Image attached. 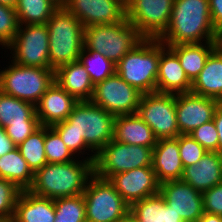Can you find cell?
<instances>
[{"instance_id": "1", "label": "cell", "mask_w": 222, "mask_h": 222, "mask_svg": "<svg viewBox=\"0 0 222 222\" xmlns=\"http://www.w3.org/2000/svg\"><path fill=\"white\" fill-rule=\"evenodd\" d=\"M217 38L209 0H174L169 25L158 39L165 45H177L217 42Z\"/></svg>"}, {"instance_id": "2", "label": "cell", "mask_w": 222, "mask_h": 222, "mask_svg": "<svg viewBox=\"0 0 222 222\" xmlns=\"http://www.w3.org/2000/svg\"><path fill=\"white\" fill-rule=\"evenodd\" d=\"M94 175V163L86 156L71 162L47 163L33 174L28 191L50 199L83 194L88 180Z\"/></svg>"}, {"instance_id": "3", "label": "cell", "mask_w": 222, "mask_h": 222, "mask_svg": "<svg viewBox=\"0 0 222 222\" xmlns=\"http://www.w3.org/2000/svg\"><path fill=\"white\" fill-rule=\"evenodd\" d=\"M49 33L50 69L79 60L84 48V26L63 6L46 23Z\"/></svg>"}, {"instance_id": "4", "label": "cell", "mask_w": 222, "mask_h": 222, "mask_svg": "<svg viewBox=\"0 0 222 222\" xmlns=\"http://www.w3.org/2000/svg\"><path fill=\"white\" fill-rule=\"evenodd\" d=\"M160 40L144 38L117 64L116 73L142 94L156 92Z\"/></svg>"}, {"instance_id": "5", "label": "cell", "mask_w": 222, "mask_h": 222, "mask_svg": "<svg viewBox=\"0 0 222 222\" xmlns=\"http://www.w3.org/2000/svg\"><path fill=\"white\" fill-rule=\"evenodd\" d=\"M143 39L127 19L84 27V48L100 52L115 65Z\"/></svg>"}, {"instance_id": "6", "label": "cell", "mask_w": 222, "mask_h": 222, "mask_svg": "<svg viewBox=\"0 0 222 222\" xmlns=\"http://www.w3.org/2000/svg\"><path fill=\"white\" fill-rule=\"evenodd\" d=\"M65 121L69 130L81 134L94 154L113 139L115 116L92 101H78Z\"/></svg>"}, {"instance_id": "7", "label": "cell", "mask_w": 222, "mask_h": 222, "mask_svg": "<svg viewBox=\"0 0 222 222\" xmlns=\"http://www.w3.org/2000/svg\"><path fill=\"white\" fill-rule=\"evenodd\" d=\"M11 63L0 69V91L36 105L54 82V70Z\"/></svg>"}, {"instance_id": "8", "label": "cell", "mask_w": 222, "mask_h": 222, "mask_svg": "<svg viewBox=\"0 0 222 222\" xmlns=\"http://www.w3.org/2000/svg\"><path fill=\"white\" fill-rule=\"evenodd\" d=\"M153 148L111 140L97 154L94 174L108 180L112 175L152 166Z\"/></svg>"}, {"instance_id": "9", "label": "cell", "mask_w": 222, "mask_h": 222, "mask_svg": "<svg viewBox=\"0 0 222 222\" xmlns=\"http://www.w3.org/2000/svg\"><path fill=\"white\" fill-rule=\"evenodd\" d=\"M83 195L87 222H118L130 211L129 204L109 180L95 174L88 180Z\"/></svg>"}, {"instance_id": "10", "label": "cell", "mask_w": 222, "mask_h": 222, "mask_svg": "<svg viewBox=\"0 0 222 222\" xmlns=\"http://www.w3.org/2000/svg\"><path fill=\"white\" fill-rule=\"evenodd\" d=\"M48 42L46 24L19 25L16 37L5 49L11 51L10 59L16 64L50 68Z\"/></svg>"}, {"instance_id": "11", "label": "cell", "mask_w": 222, "mask_h": 222, "mask_svg": "<svg viewBox=\"0 0 222 222\" xmlns=\"http://www.w3.org/2000/svg\"><path fill=\"white\" fill-rule=\"evenodd\" d=\"M137 114L150 126L157 139L176 138L180 134L177 125L176 94H142Z\"/></svg>"}, {"instance_id": "12", "label": "cell", "mask_w": 222, "mask_h": 222, "mask_svg": "<svg viewBox=\"0 0 222 222\" xmlns=\"http://www.w3.org/2000/svg\"><path fill=\"white\" fill-rule=\"evenodd\" d=\"M174 0H128L126 19L147 39H158L167 29Z\"/></svg>"}, {"instance_id": "13", "label": "cell", "mask_w": 222, "mask_h": 222, "mask_svg": "<svg viewBox=\"0 0 222 222\" xmlns=\"http://www.w3.org/2000/svg\"><path fill=\"white\" fill-rule=\"evenodd\" d=\"M142 93L117 73L97 83L91 101L114 116L137 113Z\"/></svg>"}, {"instance_id": "14", "label": "cell", "mask_w": 222, "mask_h": 222, "mask_svg": "<svg viewBox=\"0 0 222 222\" xmlns=\"http://www.w3.org/2000/svg\"><path fill=\"white\" fill-rule=\"evenodd\" d=\"M63 7L84 27L115 24L126 19L124 0H66Z\"/></svg>"}, {"instance_id": "15", "label": "cell", "mask_w": 222, "mask_h": 222, "mask_svg": "<svg viewBox=\"0 0 222 222\" xmlns=\"http://www.w3.org/2000/svg\"><path fill=\"white\" fill-rule=\"evenodd\" d=\"M108 180L129 206L158 194L160 189V183L152 166L138 167L114 174Z\"/></svg>"}, {"instance_id": "16", "label": "cell", "mask_w": 222, "mask_h": 222, "mask_svg": "<svg viewBox=\"0 0 222 222\" xmlns=\"http://www.w3.org/2000/svg\"><path fill=\"white\" fill-rule=\"evenodd\" d=\"M159 194L184 222H197L204 213L202 193L181 179L161 183Z\"/></svg>"}, {"instance_id": "17", "label": "cell", "mask_w": 222, "mask_h": 222, "mask_svg": "<svg viewBox=\"0 0 222 222\" xmlns=\"http://www.w3.org/2000/svg\"><path fill=\"white\" fill-rule=\"evenodd\" d=\"M219 101L192 92L176 94L177 125L180 134H190L194 129L213 120Z\"/></svg>"}, {"instance_id": "18", "label": "cell", "mask_w": 222, "mask_h": 222, "mask_svg": "<svg viewBox=\"0 0 222 222\" xmlns=\"http://www.w3.org/2000/svg\"><path fill=\"white\" fill-rule=\"evenodd\" d=\"M192 82L186 76L177 55L160 41V60L156 92L180 94L191 92Z\"/></svg>"}, {"instance_id": "19", "label": "cell", "mask_w": 222, "mask_h": 222, "mask_svg": "<svg viewBox=\"0 0 222 222\" xmlns=\"http://www.w3.org/2000/svg\"><path fill=\"white\" fill-rule=\"evenodd\" d=\"M78 101L55 81L35 105L41 126H49L65 121Z\"/></svg>"}, {"instance_id": "20", "label": "cell", "mask_w": 222, "mask_h": 222, "mask_svg": "<svg viewBox=\"0 0 222 222\" xmlns=\"http://www.w3.org/2000/svg\"><path fill=\"white\" fill-rule=\"evenodd\" d=\"M152 168L160 184L181 179L184 167L179 152V135L157 140L153 148Z\"/></svg>"}, {"instance_id": "21", "label": "cell", "mask_w": 222, "mask_h": 222, "mask_svg": "<svg viewBox=\"0 0 222 222\" xmlns=\"http://www.w3.org/2000/svg\"><path fill=\"white\" fill-rule=\"evenodd\" d=\"M181 180L203 193L222 182V154L207 151L195 164L184 167Z\"/></svg>"}, {"instance_id": "22", "label": "cell", "mask_w": 222, "mask_h": 222, "mask_svg": "<svg viewBox=\"0 0 222 222\" xmlns=\"http://www.w3.org/2000/svg\"><path fill=\"white\" fill-rule=\"evenodd\" d=\"M54 81L77 101H91L93 97L94 84L79 60L57 68Z\"/></svg>"}, {"instance_id": "23", "label": "cell", "mask_w": 222, "mask_h": 222, "mask_svg": "<svg viewBox=\"0 0 222 222\" xmlns=\"http://www.w3.org/2000/svg\"><path fill=\"white\" fill-rule=\"evenodd\" d=\"M113 140L154 148L158 139L150 126L135 113L115 116Z\"/></svg>"}, {"instance_id": "24", "label": "cell", "mask_w": 222, "mask_h": 222, "mask_svg": "<svg viewBox=\"0 0 222 222\" xmlns=\"http://www.w3.org/2000/svg\"><path fill=\"white\" fill-rule=\"evenodd\" d=\"M55 205L53 199L40 197L21 190L11 222H54Z\"/></svg>"}, {"instance_id": "25", "label": "cell", "mask_w": 222, "mask_h": 222, "mask_svg": "<svg viewBox=\"0 0 222 222\" xmlns=\"http://www.w3.org/2000/svg\"><path fill=\"white\" fill-rule=\"evenodd\" d=\"M191 92L222 102V50L217 46L192 82Z\"/></svg>"}, {"instance_id": "26", "label": "cell", "mask_w": 222, "mask_h": 222, "mask_svg": "<svg viewBox=\"0 0 222 222\" xmlns=\"http://www.w3.org/2000/svg\"><path fill=\"white\" fill-rule=\"evenodd\" d=\"M179 58L186 76L191 82L199 75L217 42L166 45Z\"/></svg>"}, {"instance_id": "27", "label": "cell", "mask_w": 222, "mask_h": 222, "mask_svg": "<svg viewBox=\"0 0 222 222\" xmlns=\"http://www.w3.org/2000/svg\"><path fill=\"white\" fill-rule=\"evenodd\" d=\"M130 212L137 218L138 222H184L165 203L164 198L159 193L134 202L130 206Z\"/></svg>"}, {"instance_id": "28", "label": "cell", "mask_w": 222, "mask_h": 222, "mask_svg": "<svg viewBox=\"0 0 222 222\" xmlns=\"http://www.w3.org/2000/svg\"><path fill=\"white\" fill-rule=\"evenodd\" d=\"M33 174L17 147L0 157V178L13 182L19 189H29Z\"/></svg>"}, {"instance_id": "29", "label": "cell", "mask_w": 222, "mask_h": 222, "mask_svg": "<svg viewBox=\"0 0 222 222\" xmlns=\"http://www.w3.org/2000/svg\"><path fill=\"white\" fill-rule=\"evenodd\" d=\"M58 8L54 0H17L15 11L19 25L46 24Z\"/></svg>"}, {"instance_id": "30", "label": "cell", "mask_w": 222, "mask_h": 222, "mask_svg": "<svg viewBox=\"0 0 222 222\" xmlns=\"http://www.w3.org/2000/svg\"><path fill=\"white\" fill-rule=\"evenodd\" d=\"M38 120L35 105L0 91V126L11 120Z\"/></svg>"}, {"instance_id": "31", "label": "cell", "mask_w": 222, "mask_h": 222, "mask_svg": "<svg viewBox=\"0 0 222 222\" xmlns=\"http://www.w3.org/2000/svg\"><path fill=\"white\" fill-rule=\"evenodd\" d=\"M44 141L45 126H40L22 143L16 146L33 173L48 163L45 156Z\"/></svg>"}, {"instance_id": "32", "label": "cell", "mask_w": 222, "mask_h": 222, "mask_svg": "<svg viewBox=\"0 0 222 222\" xmlns=\"http://www.w3.org/2000/svg\"><path fill=\"white\" fill-rule=\"evenodd\" d=\"M79 61L84 65L94 86L116 73V65L100 52L82 49Z\"/></svg>"}, {"instance_id": "33", "label": "cell", "mask_w": 222, "mask_h": 222, "mask_svg": "<svg viewBox=\"0 0 222 222\" xmlns=\"http://www.w3.org/2000/svg\"><path fill=\"white\" fill-rule=\"evenodd\" d=\"M55 205L54 222H87L83 194L53 200Z\"/></svg>"}, {"instance_id": "34", "label": "cell", "mask_w": 222, "mask_h": 222, "mask_svg": "<svg viewBox=\"0 0 222 222\" xmlns=\"http://www.w3.org/2000/svg\"><path fill=\"white\" fill-rule=\"evenodd\" d=\"M45 156L48 163H65L77 157L67 148L60 135L49 126H45Z\"/></svg>"}, {"instance_id": "35", "label": "cell", "mask_w": 222, "mask_h": 222, "mask_svg": "<svg viewBox=\"0 0 222 222\" xmlns=\"http://www.w3.org/2000/svg\"><path fill=\"white\" fill-rule=\"evenodd\" d=\"M51 127L60 135L63 142L74 156L78 153L76 157L84 159L85 156L83 155L86 154L85 152L88 150V153L92 152L89 155V160L93 163L95 162L96 154H93V151H90L91 149L86 145L85 140L79 132L76 130H69V124L66 121L56 123Z\"/></svg>"}, {"instance_id": "36", "label": "cell", "mask_w": 222, "mask_h": 222, "mask_svg": "<svg viewBox=\"0 0 222 222\" xmlns=\"http://www.w3.org/2000/svg\"><path fill=\"white\" fill-rule=\"evenodd\" d=\"M20 193L13 182L0 178V222H11Z\"/></svg>"}, {"instance_id": "37", "label": "cell", "mask_w": 222, "mask_h": 222, "mask_svg": "<svg viewBox=\"0 0 222 222\" xmlns=\"http://www.w3.org/2000/svg\"><path fill=\"white\" fill-rule=\"evenodd\" d=\"M19 28L14 8L0 4V46L6 48L16 37Z\"/></svg>"}, {"instance_id": "38", "label": "cell", "mask_w": 222, "mask_h": 222, "mask_svg": "<svg viewBox=\"0 0 222 222\" xmlns=\"http://www.w3.org/2000/svg\"><path fill=\"white\" fill-rule=\"evenodd\" d=\"M179 152L183 167L197 163L207 152L190 134H179Z\"/></svg>"}, {"instance_id": "39", "label": "cell", "mask_w": 222, "mask_h": 222, "mask_svg": "<svg viewBox=\"0 0 222 222\" xmlns=\"http://www.w3.org/2000/svg\"><path fill=\"white\" fill-rule=\"evenodd\" d=\"M40 126L39 120L12 119L4 128L8 137L18 146Z\"/></svg>"}, {"instance_id": "40", "label": "cell", "mask_w": 222, "mask_h": 222, "mask_svg": "<svg viewBox=\"0 0 222 222\" xmlns=\"http://www.w3.org/2000/svg\"><path fill=\"white\" fill-rule=\"evenodd\" d=\"M190 135L207 151L218 152L219 137L214 120L197 127Z\"/></svg>"}, {"instance_id": "41", "label": "cell", "mask_w": 222, "mask_h": 222, "mask_svg": "<svg viewBox=\"0 0 222 222\" xmlns=\"http://www.w3.org/2000/svg\"><path fill=\"white\" fill-rule=\"evenodd\" d=\"M204 212L222 216V182L202 193Z\"/></svg>"}, {"instance_id": "42", "label": "cell", "mask_w": 222, "mask_h": 222, "mask_svg": "<svg viewBox=\"0 0 222 222\" xmlns=\"http://www.w3.org/2000/svg\"><path fill=\"white\" fill-rule=\"evenodd\" d=\"M212 23L217 32L222 30V0H209Z\"/></svg>"}, {"instance_id": "43", "label": "cell", "mask_w": 222, "mask_h": 222, "mask_svg": "<svg viewBox=\"0 0 222 222\" xmlns=\"http://www.w3.org/2000/svg\"><path fill=\"white\" fill-rule=\"evenodd\" d=\"M213 120H214L216 129L218 132V137H219L218 152L222 154V102L218 103L214 116H213Z\"/></svg>"}, {"instance_id": "44", "label": "cell", "mask_w": 222, "mask_h": 222, "mask_svg": "<svg viewBox=\"0 0 222 222\" xmlns=\"http://www.w3.org/2000/svg\"><path fill=\"white\" fill-rule=\"evenodd\" d=\"M16 148V145L8 137L5 128L0 126V157Z\"/></svg>"}, {"instance_id": "45", "label": "cell", "mask_w": 222, "mask_h": 222, "mask_svg": "<svg viewBox=\"0 0 222 222\" xmlns=\"http://www.w3.org/2000/svg\"><path fill=\"white\" fill-rule=\"evenodd\" d=\"M197 222H222V216L204 212Z\"/></svg>"}, {"instance_id": "46", "label": "cell", "mask_w": 222, "mask_h": 222, "mask_svg": "<svg viewBox=\"0 0 222 222\" xmlns=\"http://www.w3.org/2000/svg\"><path fill=\"white\" fill-rule=\"evenodd\" d=\"M118 222H138L137 218L129 211L123 218Z\"/></svg>"}, {"instance_id": "47", "label": "cell", "mask_w": 222, "mask_h": 222, "mask_svg": "<svg viewBox=\"0 0 222 222\" xmlns=\"http://www.w3.org/2000/svg\"><path fill=\"white\" fill-rule=\"evenodd\" d=\"M1 5L9 6L12 8H16L17 0H0Z\"/></svg>"}, {"instance_id": "48", "label": "cell", "mask_w": 222, "mask_h": 222, "mask_svg": "<svg viewBox=\"0 0 222 222\" xmlns=\"http://www.w3.org/2000/svg\"><path fill=\"white\" fill-rule=\"evenodd\" d=\"M217 46L222 50V30L218 32Z\"/></svg>"}, {"instance_id": "49", "label": "cell", "mask_w": 222, "mask_h": 222, "mask_svg": "<svg viewBox=\"0 0 222 222\" xmlns=\"http://www.w3.org/2000/svg\"><path fill=\"white\" fill-rule=\"evenodd\" d=\"M59 6H63L66 0H54Z\"/></svg>"}]
</instances>
